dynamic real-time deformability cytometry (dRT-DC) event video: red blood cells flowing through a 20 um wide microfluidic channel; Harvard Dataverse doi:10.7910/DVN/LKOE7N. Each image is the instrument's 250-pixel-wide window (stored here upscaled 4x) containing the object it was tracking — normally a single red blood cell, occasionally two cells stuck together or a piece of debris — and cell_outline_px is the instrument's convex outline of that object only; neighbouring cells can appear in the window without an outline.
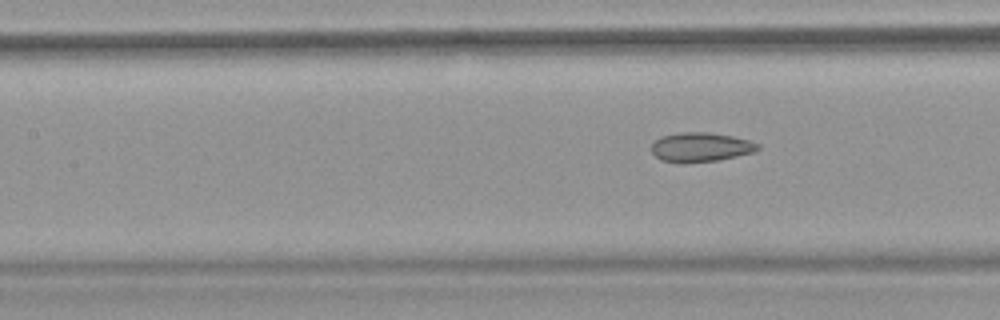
{"species": "common noctule bat (a hibernating species)", "species_latin": "Nyctalus noctula", "temperature_condition": "warm", "stored_images_in_passage": 8, "segment_of_instrument_passage": [2, 2], "camera_frame_rate_fps": 3000, "um_per_image_px": 0.085, "animal": {"sex": "female", "body_mass_g": 18.4}, "frame": {"image": 1, "passage_image": 8, "time_ms": 10.0, "image_size_px": [1000, 320], "cell_outline_px": [[760, 148], [756, 152], [716, 160], [660, 160], [652, 152], [652, 144], [660, 136], [680, 132], [708, 132], [732, 136], [748, 140], [760, 144]], "centroid_in_image_um": [59.61, 12.46], "position_along_channel_um": 147.8, "area_um2": 17.51}}